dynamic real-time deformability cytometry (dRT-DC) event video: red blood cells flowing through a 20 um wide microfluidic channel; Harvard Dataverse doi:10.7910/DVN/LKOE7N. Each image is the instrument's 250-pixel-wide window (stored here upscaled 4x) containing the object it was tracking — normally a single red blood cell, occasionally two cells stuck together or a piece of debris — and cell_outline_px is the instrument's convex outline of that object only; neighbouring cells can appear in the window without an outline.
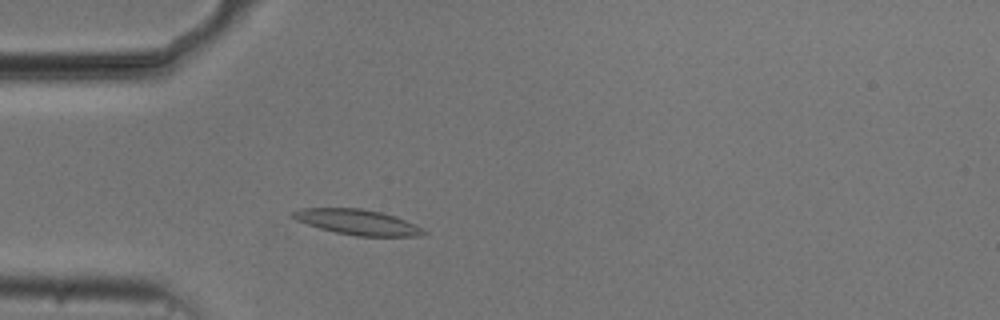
{"species": "common noctule bat (a hibernating species)", "species_latin": "Nyctalus noctula", "temperature_condition": "cold", "stored_images_in_passage": 10, "camera_frame_rate_fps": 3000, "um_per_image_px": 0.085, "animal": {"sex": "male", "body_mass_g": 20.5, "forearm_length_mm": 52.5}, "frame": {"image": 1, "passage_image": 9, "time_ms": 2.667, "image_size_px": [1000, 320], "cell_outline_px": [[428, 232], [420, 236], [356, 236], [336, 232], [320, 228], [296, 220], [288, 216], [288, 212], [300, 208], [364, 208], [396, 216], [416, 224]], "centroid_in_image_um": [30.36, 18.86], "position_along_channel_um": 54.6, "area_um2": 19.54}}